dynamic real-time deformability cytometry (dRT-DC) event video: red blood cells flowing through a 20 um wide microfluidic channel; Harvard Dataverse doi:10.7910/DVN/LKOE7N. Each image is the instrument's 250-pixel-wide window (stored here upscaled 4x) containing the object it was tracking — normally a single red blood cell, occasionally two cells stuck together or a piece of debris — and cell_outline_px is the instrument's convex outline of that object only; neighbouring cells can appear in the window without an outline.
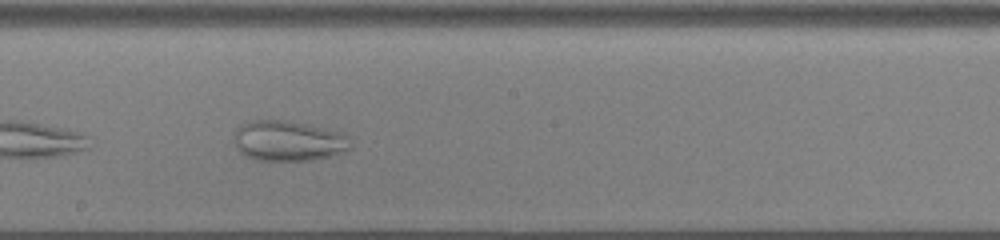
{"species": "common noctule bat (a hibernating species)", "species_latin": "Nyctalus noctula", "temperature_condition": "cold", "stored_images_in_passage": 24, "camera_frame_rate_fps": 3000, "um_per_image_px": 0.085, "animal": {"sex": "male", "body_mass_g": 13.0, "forearm_length_mm": 53.1}, "frame": {"image": 1, "passage_image": 21, "time_ms": 6.667, "image_size_px": [1000, 240], "cell_outline_px": [[348, 148], [344, 152], [312, 160], [256, 160], [244, 156], [240, 152], [232, 140], [236, 128], [240, 124], [248, 120], [288, 120], [340, 132], [348, 136]], "centroid_in_image_um": [24.41, 11.96], "position_along_channel_um": 223.8, "area_um2": 27.4}}